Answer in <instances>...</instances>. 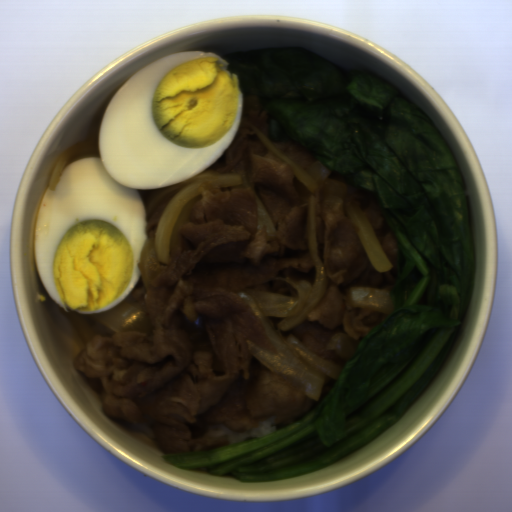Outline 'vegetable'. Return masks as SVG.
I'll list each match as a JSON object with an SVG mask.
<instances>
[{
    "mask_svg": "<svg viewBox=\"0 0 512 512\" xmlns=\"http://www.w3.org/2000/svg\"><path fill=\"white\" fill-rule=\"evenodd\" d=\"M268 116V139L299 143L339 179L376 198L397 243L392 310L359 343L301 419L234 444L161 455L240 482L334 464L399 422L436 376L469 309L472 226L460 167L413 100L375 74L301 45L220 56Z\"/></svg>",
    "mask_w": 512,
    "mask_h": 512,
    "instance_id": "vegetable-1",
    "label": "vegetable"
}]
</instances>
